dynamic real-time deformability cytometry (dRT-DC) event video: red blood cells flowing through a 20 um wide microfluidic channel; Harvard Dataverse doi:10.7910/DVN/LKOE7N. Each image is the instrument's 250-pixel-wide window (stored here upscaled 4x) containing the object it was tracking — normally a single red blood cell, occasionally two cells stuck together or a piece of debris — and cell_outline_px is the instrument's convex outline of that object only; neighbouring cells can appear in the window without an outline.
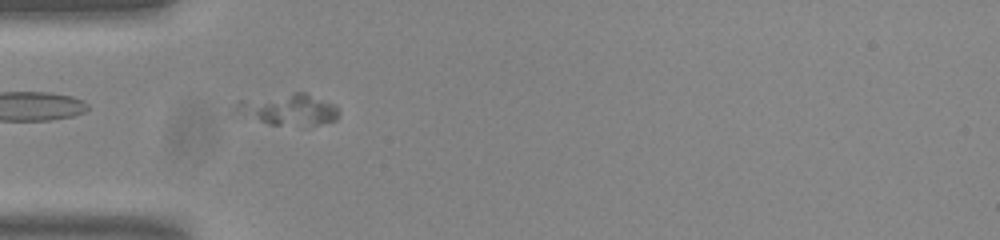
{"species": "common noctule bat (a hibernating species)", "species_latin": "Nyctalus noctula", "temperature_condition": "room temperature", "stored_images_in_passage": 44, "camera_frame_rate_fps": 3000, "um_per_image_px": 0.085, "animal": {"sex": "male", "body_mass_g": 20.0, "forearm_length_mm": 53.3}, "frame": {"image": 1, "passage_image": 7, "time_ms": 2.0, "image_size_px": [1000, 240], "cell_outline_px": [[340, 116], [336, 120], [320, 124], [268, 124], [232, 112], [236, 100], [296, 92], [304, 92], [336, 104], [340, 112]], "centroid_in_image_um": [24.49, 9.28], "position_along_channel_um": 60.5, "area_um2": 19.02}}
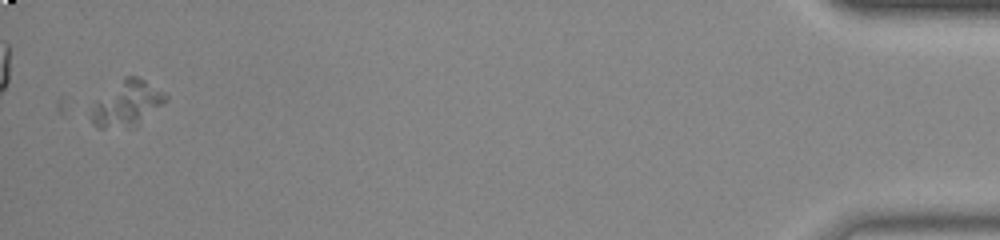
{"frame": {"image": 2, "passage_image": 44, "time_ms": 14.333, "image_size_px": [1000, 240], "cell_outline_px": [[168, 100], [136, 128], [100, 128], [92, 124], [92, 116], [96, 100], [124, 76], [140, 76], [164, 92], [168, 96]], "centroid_in_image_um": [10.85, 8.81], "position_along_channel_um": 424.3, "area_um2": 19.94}}